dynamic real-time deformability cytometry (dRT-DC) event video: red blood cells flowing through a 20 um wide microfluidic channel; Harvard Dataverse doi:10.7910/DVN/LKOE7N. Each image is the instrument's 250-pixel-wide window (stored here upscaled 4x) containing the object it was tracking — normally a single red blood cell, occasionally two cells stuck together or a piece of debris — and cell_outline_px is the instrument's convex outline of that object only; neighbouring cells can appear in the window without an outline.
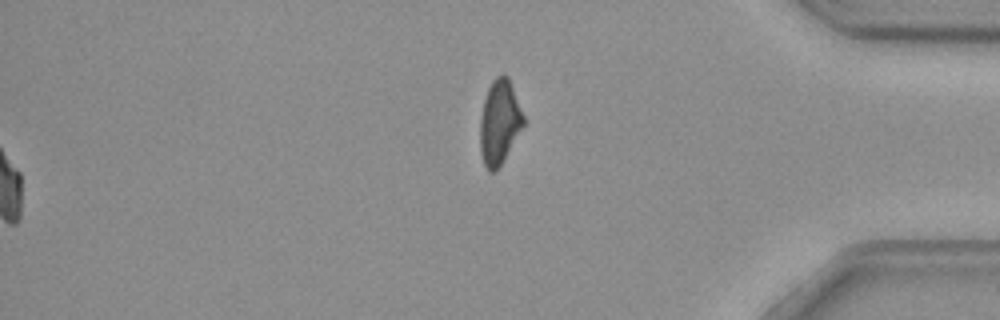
{"species": "common noctule bat (a hibernating species)", "species_latin": "Nyctalus noctula", "temperature_condition": "cold", "stored_images_in_passage": 39, "camera_frame_rate_fps": 3000, "um_per_image_px": 0.085, "animal": {"sex": "female", "body_mass_g": 29.2, "forearm_length_mm": 56.3}, "frame": {"image": 1, "passage_image": 39, "time_ms": 12.667, "image_size_px": [1000, 320], "cell_outline_px": [[524, 124], [496, 172], [488, 172], [484, 164], [480, 152], [480, 116], [484, 100], [488, 88], [492, 80], [496, 76], [508, 76], [524, 116]], "centroid_in_image_um": [42.43, 10.4], "position_along_channel_um": 392.8, "area_um2": 21.1}}